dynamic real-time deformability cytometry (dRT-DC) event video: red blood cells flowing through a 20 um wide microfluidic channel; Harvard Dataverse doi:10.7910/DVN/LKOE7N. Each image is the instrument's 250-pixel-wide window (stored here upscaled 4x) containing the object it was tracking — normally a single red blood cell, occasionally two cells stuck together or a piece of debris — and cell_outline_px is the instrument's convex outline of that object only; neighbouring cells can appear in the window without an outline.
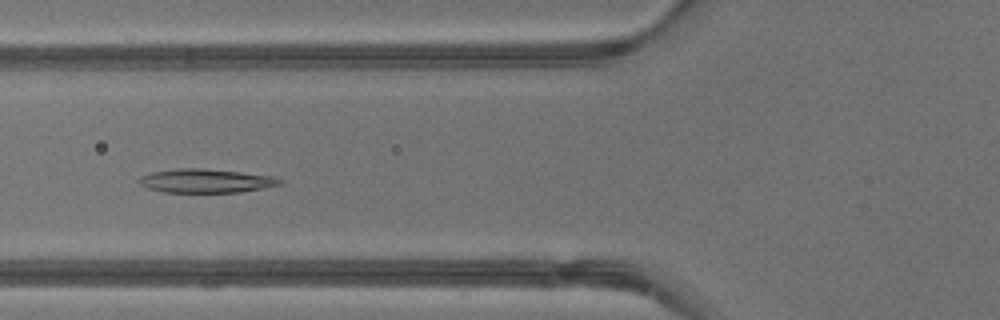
{"species": "common noctule bat (a hibernating species)", "species_latin": "Nyctalus noctula", "temperature_condition": "warm", "stored_images_in_passage": 35, "camera_frame_rate_fps": 3000, "um_per_image_px": 0.085, "animal": {"sex": "male", "body_mass_g": 13.3}, "frame": {"image": 1, "passage_image": 9, "time_ms": 2.667, "image_size_px": [1000, 320], "cell_outline_px": [[284, 180], [280, 184], [240, 192], [164, 192], [148, 188], [140, 184], [136, 180], [140, 176], [152, 172], [176, 168], [200, 168], [240, 172], [276, 176]], "centroid_in_image_um": [17.48, 15.36], "position_along_channel_um": 108.3, "area_um2": 19.48}}
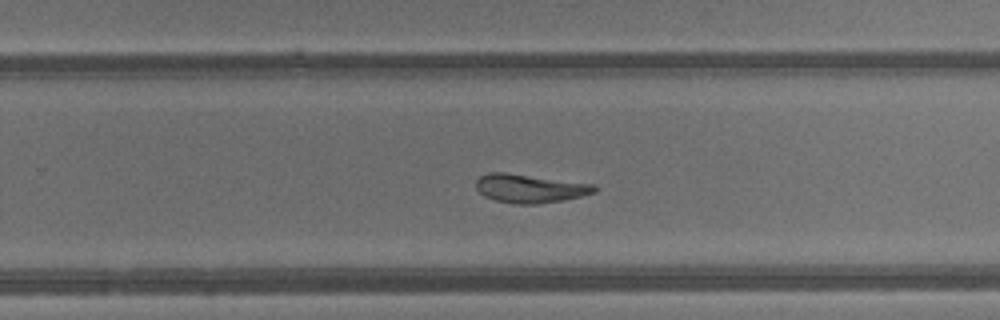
{"frame": {"image": 2, "passage_image": 20, "time_ms": 6.333, "image_size_px": [1000, 320], "cell_outline_px": [[596, 192], [564, 200], [536, 204], [512, 204], [496, 200], [484, 196], [476, 188], [476, 180], [480, 176], [488, 172], [504, 172], [596, 184]], "centroid_in_image_um": [45.03, 16.01], "position_along_channel_um": 284.8, "area_um2": 19.77}}
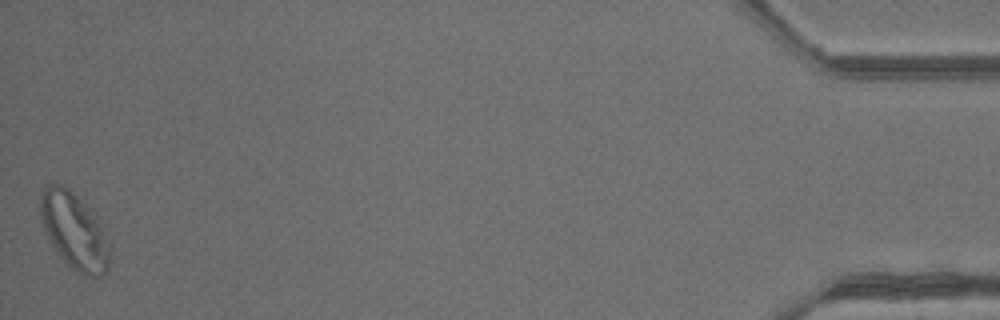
{"frame": {"image": 3, "passage_image": 35, "time_ms": 11.333, "image_size_px": [1000, 320], "cell_outline_px": [[112, 240], [108, 268], [100, 276], [84, 276], [68, 268], [56, 252], [48, 240], [44, 232], [40, 216], [40, 196], [44, 188], [48, 184], [60, 184], [68, 188], [92, 208], [100, 216]], "centroid_in_image_um": [6.37, 19.64], "position_along_channel_um": 428.8, "area_um2": 32.48}, "authors_computed_cell_mechanics": {"area_um2": 21.097, "velocity_mm_per_s": 4.814, "shape_relaxation_time_tau1_ms": null, "shape_relaxation_time_tau2_ms": 4.3493, "deformation_change_tau1": null, "deformation_change_tau2": 0.1227}}